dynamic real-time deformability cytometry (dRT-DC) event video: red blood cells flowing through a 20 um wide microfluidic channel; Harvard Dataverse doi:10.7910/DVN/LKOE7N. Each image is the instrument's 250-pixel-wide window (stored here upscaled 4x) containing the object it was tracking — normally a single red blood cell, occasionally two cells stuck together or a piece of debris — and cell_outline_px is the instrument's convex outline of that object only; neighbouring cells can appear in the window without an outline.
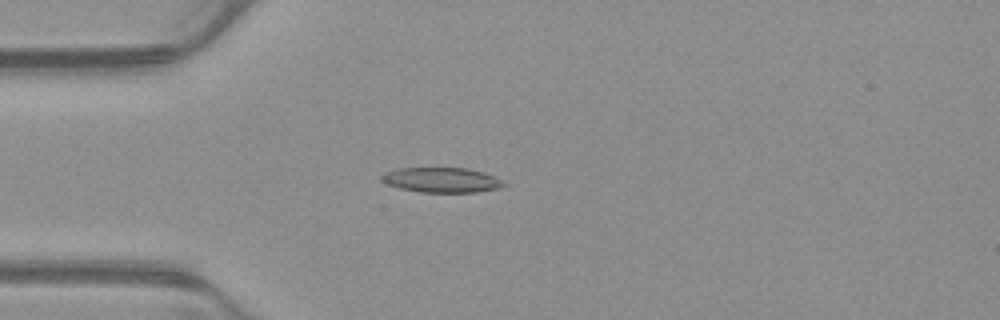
{"species": "common noctule bat (a hibernating species)", "species_latin": "Nyctalus noctula", "temperature_condition": "warm", "stored_images_in_passage": 53, "camera_frame_rate_fps": 3000, "um_per_image_px": 0.085, "animal": {"sex": "male", "body_mass_g": 23.1, "forearm_length_mm": 52.7}, "frame": {"image": 1, "passage_image": 14, "time_ms": 4.333, "image_size_px": [1000, 320], "cell_outline_px": [[508, 184], [500, 188], [476, 192], [420, 192], [400, 188], [388, 184], [380, 180], [380, 176], [384, 172], [396, 168], [468, 168], [492, 176]], "centroid_in_image_um": [37.49, 15.3], "position_along_channel_um": 47.5, "area_um2": 17.69}}
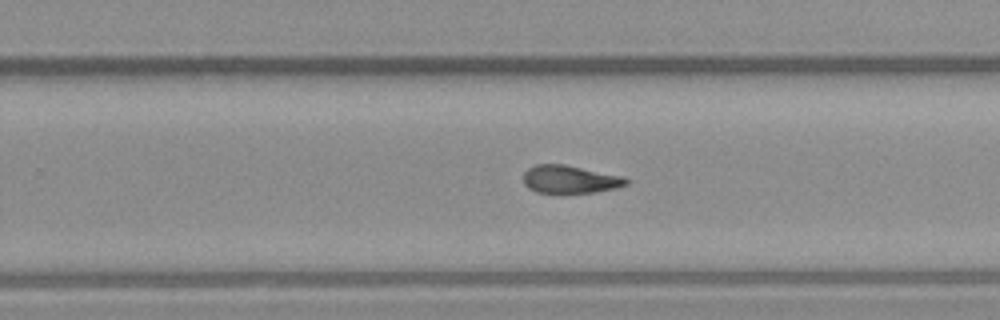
{"frame": {"image": 2, "passage_image": 33, "time_ms": 10.667, "image_size_px": [1000, 320], "cell_outline_px": [[628, 184], [616, 188], [596, 192], [536, 192], [528, 188], [524, 184], [524, 172], [528, 168], [536, 164], [564, 164], [624, 176], [628, 180]], "centroid_in_image_um": [48.45, 15.23], "position_along_channel_um": 281.3, "area_um2": 16.65}}
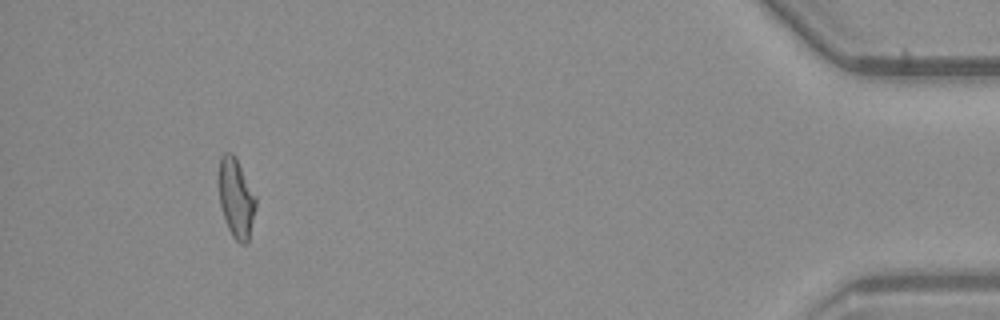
{"frame": {"image": 3, "passage_image": 49, "time_ms": 16.0, "image_size_px": [1000, 320], "cell_outline_px": [[256, 208], [248, 244], [240, 244], [232, 236], [228, 228], [220, 204], [216, 180], [220, 156], [224, 152], [232, 152], [236, 156], [256, 196]], "centroid_in_image_um": [20.05, 16.79], "position_along_channel_um": 415.2, "area_um2": 17.8}, "authors_computed_cell_mechanics": {"area_um2": 17.629, "velocity_mm_per_s": 3.893, "shape_relaxation_time_tau1_ms": null, "shape_relaxation_time_tau2_ms": 4.9973, "deformation_change_tau1": null, "deformation_change_tau2": 0.1456}}